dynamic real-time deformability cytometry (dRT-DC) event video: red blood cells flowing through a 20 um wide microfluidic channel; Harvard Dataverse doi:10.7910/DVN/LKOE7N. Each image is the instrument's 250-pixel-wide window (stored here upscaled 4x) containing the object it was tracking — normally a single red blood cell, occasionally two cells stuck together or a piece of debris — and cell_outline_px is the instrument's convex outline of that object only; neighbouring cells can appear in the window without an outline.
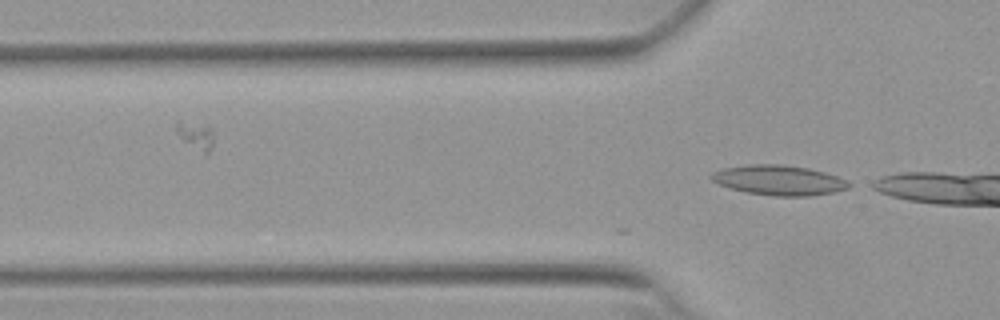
{"species": "Egyptian fruit bat (a non-hibernating species)", "species_latin": "Rousettus aegyptiacus", "temperature_condition": "warm", "stored_images_in_passage": 11, "camera_frame_rate_fps": 3000, "um_per_image_px": 0.085, "animal": {"sex": "female"}, "frame": {"image": 1, "passage_image": 11, "time_ms": 3.333, "image_size_px": [1000, 320], "cell_outline_px": [[856, 184], [848, 188], [832, 192], [812, 196], [776, 196], [748, 192], [732, 188], [720, 184], [712, 180], [708, 176], [712, 172], [724, 168], [748, 164], [784, 164], [808, 168], [824, 172], [848, 180]], "centroid_in_image_um": [66.25, 15.31], "position_along_channel_um": 59.5, "area_um2": 24.04}}